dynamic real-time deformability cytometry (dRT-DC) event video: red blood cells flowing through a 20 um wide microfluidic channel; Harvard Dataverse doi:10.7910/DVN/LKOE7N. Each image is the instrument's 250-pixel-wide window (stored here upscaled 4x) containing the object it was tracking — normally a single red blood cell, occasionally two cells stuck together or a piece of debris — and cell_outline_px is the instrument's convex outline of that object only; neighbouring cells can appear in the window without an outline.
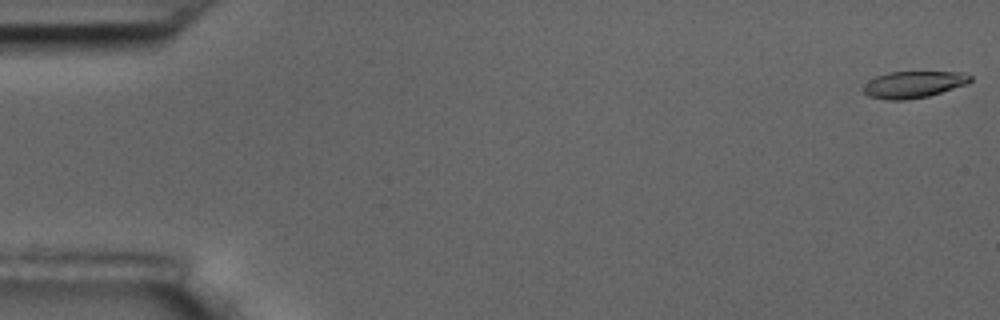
{"species": "common noctule bat (a hibernating species)", "species_latin": "Nyctalus noctula", "temperature_condition": "room temperature", "stored_images_in_passage": 56, "camera_frame_rate_fps": 3000, "um_per_image_px": 0.085, "animal": {"sex": "male", "body_mass_g": 17.5, "forearm_length_mm": 52.3}, "frame": {"image": 1, "passage_image": 1, "time_ms": 0.0, "image_size_px": [1000, 320], "cell_outline_px": [[972, 80], [968, 84], [928, 96], [904, 100], [888, 100], [868, 96], [860, 88], [868, 80], [876, 76], [888, 72], [960, 72], [972, 76]], "centroid_in_image_um": [77.62, 7.18], "position_along_channel_um": 7.4, "area_um2": 16.76}}
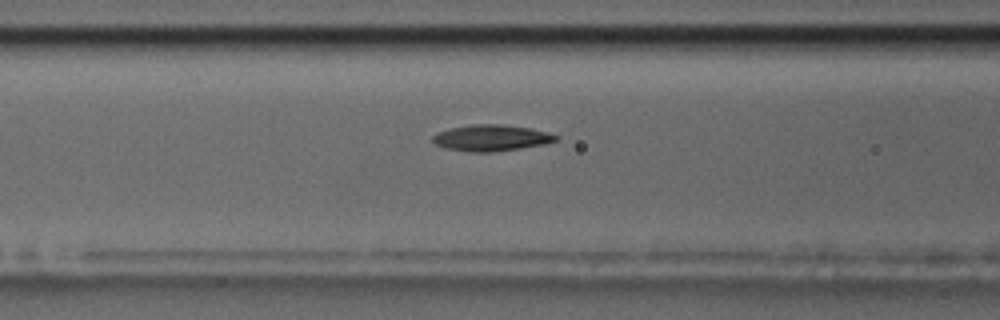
{"frame": {"image": 2, "passage_image": 23, "time_ms": 7.333, "image_size_px": [1000, 320], "cell_outline_px": [[560, 136], [556, 140], [544, 144], [520, 148], [488, 152], [472, 152], [448, 148], [436, 144], [432, 140], [432, 136], [448, 128], [472, 124], [500, 124], [528, 128], [548, 132]], "centroid_in_image_um": [41.76, 11.71], "position_along_channel_um": 124.8, "area_um2": 18.55}}
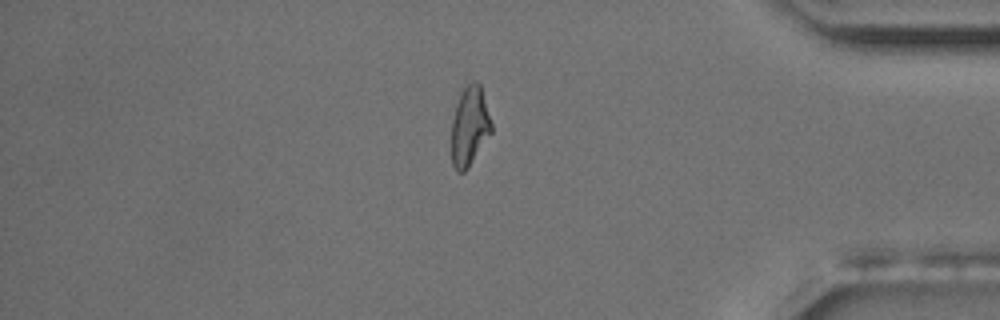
{"frame": {"image": 3, "passage_image": 48, "time_ms": 15.667, "image_size_px": [1000, 320], "cell_outline_px": [[492, 132], [468, 168], [464, 172], [456, 172], [452, 164], [452, 120], [456, 104], [464, 88], [468, 84], [476, 80], [480, 84], [492, 124]], "centroid_in_image_um": [39.92, 10.76], "position_along_channel_um": 395.3, "area_um2": 18.32}, "authors_computed_cell_mechanics": {"area_um2": 18.207, "velocity_mm_per_s": 3.5963, "shape_relaxation_time_tau1_ms": 5.001, "shape_relaxation_time_tau2_ms": 7.0829, "deformation_change_tau1": 0.1738, "deformation_change_tau2": 0.1244}}